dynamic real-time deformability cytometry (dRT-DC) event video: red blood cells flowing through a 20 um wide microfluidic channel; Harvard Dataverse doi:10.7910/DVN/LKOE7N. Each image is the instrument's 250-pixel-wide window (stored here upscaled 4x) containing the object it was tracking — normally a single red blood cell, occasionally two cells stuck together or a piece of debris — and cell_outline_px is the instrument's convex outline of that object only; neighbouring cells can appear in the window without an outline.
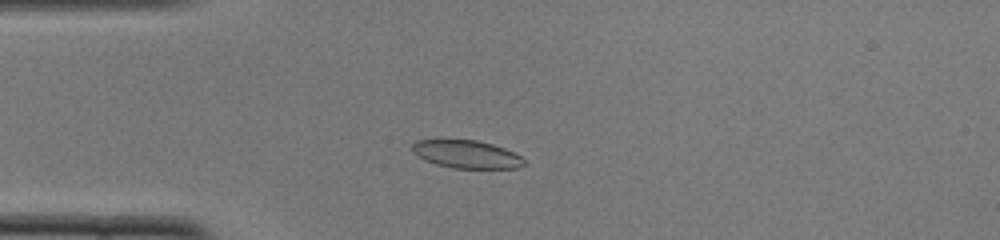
{"species": "common noctule bat (a hibernating species)", "species_latin": "Nyctalus noctula", "temperature_condition": "cold", "stored_images_in_passage": 48, "camera_frame_rate_fps": 3000, "um_per_image_px": 0.085, "animal": {"sex": "female", "body_mass_g": 22.0, "forearm_length_mm": 56.7}, "frame": {"image": 1, "passage_image": 10, "time_ms": 3.0, "image_size_px": [1000, 240], "cell_outline_px": [[528, 164], [520, 168], [452, 168], [436, 164], [412, 152], [412, 144], [416, 140], [476, 140], [492, 144], [504, 148], [520, 156]], "centroid_in_image_um": [39.7, 13.12], "position_along_channel_um": 45.3, "area_um2": 18.03}}
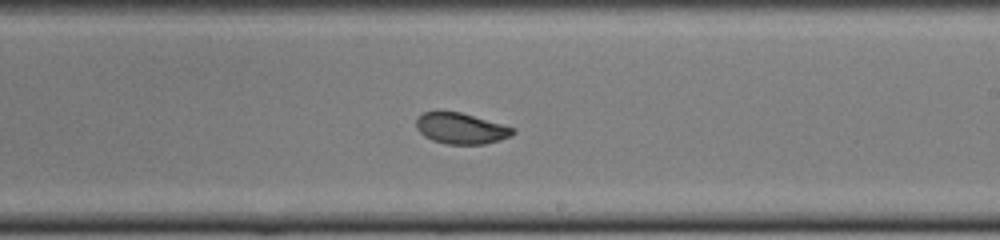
{"frame": {"image": 2, "passage_image": 27, "time_ms": 8.667, "image_size_px": [1000, 240], "cell_outline_px": [[516, 132], [512, 136], [500, 140], [484, 144], [448, 144], [432, 140], [424, 136], [416, 128], [416, 116], [424, 112], [460, 112], [516, 128]], "centroid_in_image_um": [39.19, 10.92], "position_along_channel_um": 249.8, "area_um2": 17.46}}
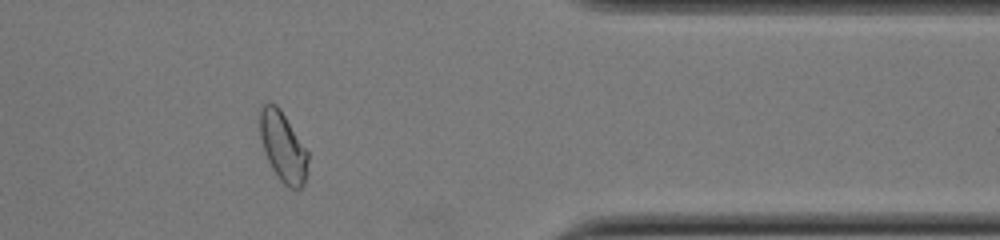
{"frame": {"image": 3, "passage_image": 39, "time_ms": 12.667, "image_size_px": [1000, 240], "cell_outline_px": [[308, 172], [304, 184], [300, 188], [292, 188], [284, 184], [280, 180], [272, 168], [264, 152], [260, 136], [260, 108], [268, 100], [276, 104], [280, 108], [308, 152]], "centroid_in_image_um": [24.05, 12.46], "position_along_channel_um": 387.3, "area_um2": 19.59}, "authors_computed_cell_mechanics": {"area_um2": 18.7561, "velocity_mm_per_s": 3.8896, "shape_relaxation_time_tau1_ms": 4.4751, "shape_relaxation_time_tau2_ms": 1.428, "deformation_change_tau1": 0.1244, "deformation_change_tau2": 0.0609}}